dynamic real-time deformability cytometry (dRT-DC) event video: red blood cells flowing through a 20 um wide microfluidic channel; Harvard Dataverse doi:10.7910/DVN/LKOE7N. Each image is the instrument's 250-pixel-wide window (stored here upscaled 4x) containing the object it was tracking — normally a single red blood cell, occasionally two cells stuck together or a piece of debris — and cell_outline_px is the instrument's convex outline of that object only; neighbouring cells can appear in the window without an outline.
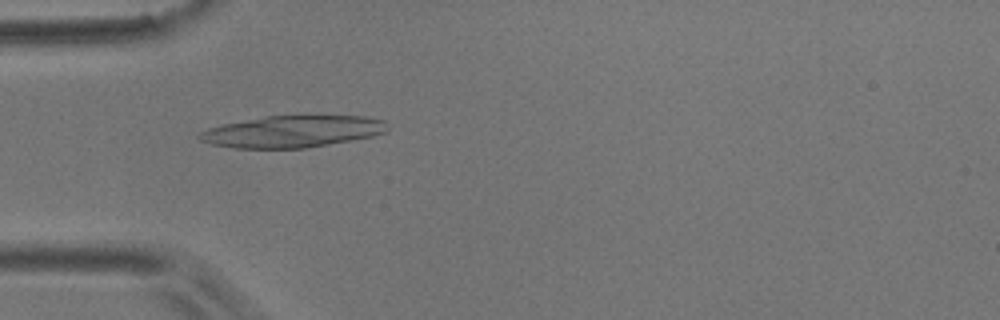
{"species": "common noctule bat (a hibernating species)", "species_latin": "Nyctalus noctula", "temperature_condition": "room temperature", "stored_images_in_passage": 5, "camera_frame_rate_fps": 3000, "um_per_image_px": 0.085, "animal": {"sex": "male", "body_mass_g": 17.9}, "frame": {"image": 1, "passage_image": 4, "time_ms": 3.667, "image_size_px": [1000, 320], "cell_outline_px": [[388, 132], [372, 136], [352, 140], [304, 148], [236, 148], [212, 144], [200, 140], [196, 136], [200, 132], [208, 128], [224, 124], [264, 116], [368, 116], [384, 120], [388, 128]], "centroid_in_image_um": [24.87, 11.17], "position_along_channel_um": 60.1, "area_um2": 34.68}}
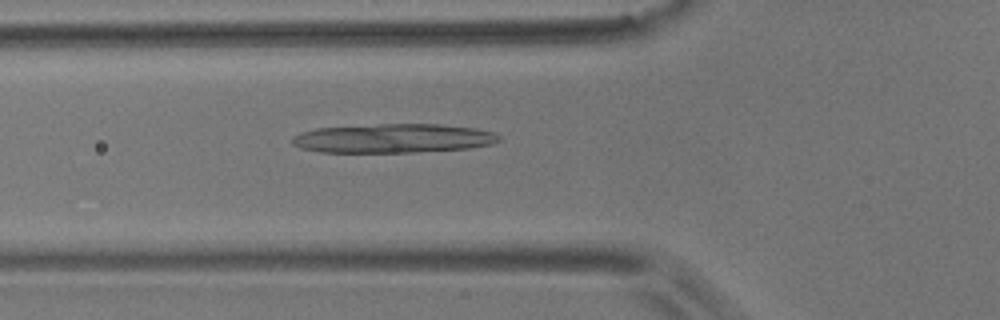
{"frame": {"image": 2, "passage_image": 5, "time_ms": 4.667, "image_size_px": [1000, 320], "cell_outline_px": [[500, 140], [492, 144], [468, 148], [412, 152], [320, 152], [300, 148], [292, 144], [292, 136], [300, 132], [316, 128], [380, 124], [440, 124], [476, 128], [496, 132], [500, 136]], "centroid_in_image_um": [33.42, 11.75], "position_along_channel_um": 92.4, "area_um2": 35.14}}